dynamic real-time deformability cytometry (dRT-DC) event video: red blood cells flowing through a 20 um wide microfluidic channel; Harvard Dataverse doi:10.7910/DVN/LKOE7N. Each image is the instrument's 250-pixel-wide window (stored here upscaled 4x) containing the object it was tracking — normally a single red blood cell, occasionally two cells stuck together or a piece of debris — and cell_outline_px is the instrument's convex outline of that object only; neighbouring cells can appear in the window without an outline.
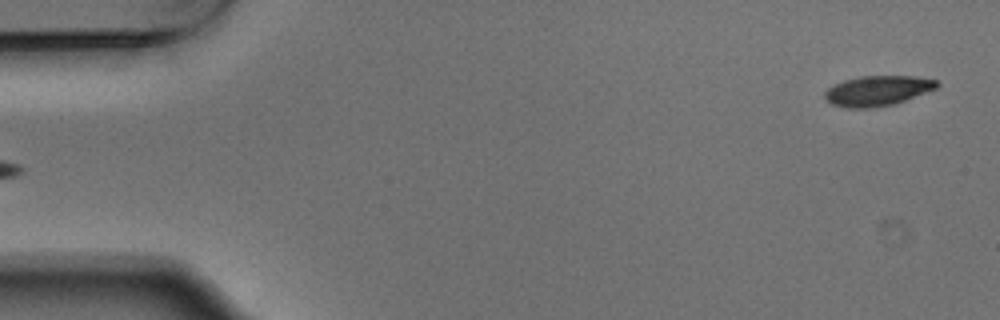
{"species": "Egyptian fruit bat (a non-hibernating species)", "species_latin": "Rousettus aegyptiacus", "temperature_condition": "warm", "stored_images_in_passage": 5, "segment_of_instrument_passage": [2, 2], "camera_frame_rate_fps": 3000, "um_per_image_px": 0.085, "animal": {"sex": "male"}, "frame": {"image": 1, "passage_image": 5, "time_ms": 1.333, "image_size_px": [1000, 320], "cell_outline_px": [[940, 84], [936, 88], [904, 100], [892, 104], [872, 108], [844, 108], [832, 104], [824, 96], [824, 92], [828, 88], [844, 80], [860, 76], [916, 76], [936, 80]], "centroid_in_image_um": [74.57, 7.71], "position_along_channel_um": 10.4, "area_um2": 19.48}}